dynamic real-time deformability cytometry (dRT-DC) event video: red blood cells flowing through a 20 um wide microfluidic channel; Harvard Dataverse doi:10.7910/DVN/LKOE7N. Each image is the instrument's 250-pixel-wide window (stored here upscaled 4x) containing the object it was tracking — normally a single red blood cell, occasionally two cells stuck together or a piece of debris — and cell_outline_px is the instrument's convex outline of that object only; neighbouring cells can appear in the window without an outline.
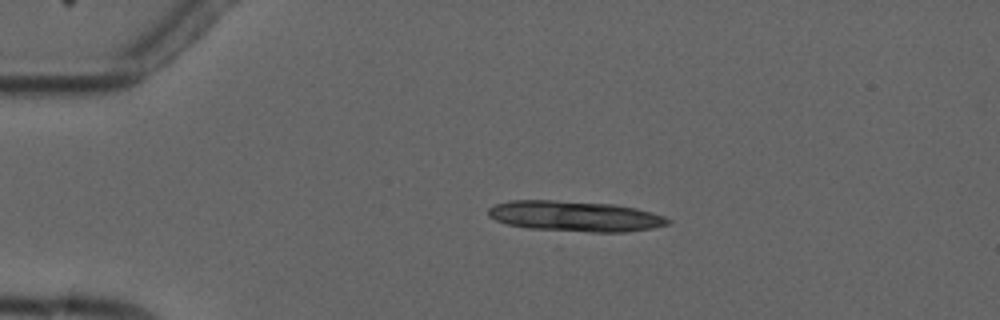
{"species": "common noctule bat (a hibernating species)", "species_latin": "Nyctalus noctula", "temperature_condition": "cold", "stored_images_in_passage": 4, "camera_frame_rate_fps": 3000, "um_per_image_px": 0.085, "animal": {"sex": "male", "forearm_length_mm": 52.5}, "frame": {"image": 1, "passage_image": 2, "time_ms": 1.333, "image_size_px": [1000, 320], "cell_outline_px": [[672, 224], [652, 228], [624, 232], [560, 232], [528, 228], [508, 224], [496, 220], [488, 216], [488, 208], [496, 204], [512, 200], [556, 200], [616, 204], [636, 208], [652, 212], [664, 216], [672, 220]], "centroid_in_image_um": [48.9, 18.39], "position_along_channel_um": 36.1, "area_um2": 32.54}}